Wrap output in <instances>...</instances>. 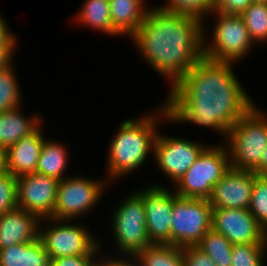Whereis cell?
<instances>
[{
  "instance_id": "obj_1",
  "label": "cell",
  "mask_w": 267,
  "mask_h": 266,
  "mask_svg": "<svg viewBox=\"0 0 267 266\" xmlns=\"http://www.w3.org/2000/svg\"><path fill=\"white\" fill-rule=\"evenodd\" d=\"M233 62L202 57L174 86L164 102L174 123L201 125L225 137L255 104L234 74Z\"/></svg>"
},
{
  "instance_id": "obj_2",
  "label": "cell",
  "mask_w": 267,
  "mask_h": 266,
  "mask_svg": "<svg viewBox=\"0 0 267 266\" xmlns=\"http://www.w3.org/2000/svg\"><path fill=\"white\" fill-rule=\"evenodd\" d=\"M203 25L198 17L152 7L131 38L149 66L174 86L203 57L209 39Z\"/></svg>"
},
{
  "instance_id": "obj_3",
  "label": "cell",
  "mask_w": 267,
  "mask_h": 266,
  "mask_svg": "<svg viewBox=\"0 0 267 266\" xmlns=\"http://www.w3.org/2000/svg\"><path fill=\"white\" fill-rule=\"evenodd\" d=\"M158 111L156 114H145L139 119H127L119 125L108 150L106 170L108 169V176L111 178L108 177L106 180H116L139 169L148 157L149 151L153 153L158 134L156 125L159 119H169L164 103Z\"/></svg>"
},
{
  "instance_id": "obj_4",
  "label": "cell",
  "mask_w": 267,
  "mask_h": 266,
  "mask_svg": "<svg viewBox=\"0 0 267 266\" xmlns=\"http://www.w3.org/2000/svg\"><path fill=\"white\" fill-rule=\"evenodd\" d=\"M267 115L254 105L230 129L226 138L230 167L255 171L267 146Z\"/></svg>"
},
{
  "instance_id": "obj_5",
  "label": "cell",
  "mask_w": 267,
  "mask_h": 266,
  "mask_svg": "<svg viewBox=\"0 0 267 266\" xmlns=\"http://www.w3.org/2000/svg\"><path fill=\"white\" fill-rule=\"evenodd\" d=\"M230 168L229 151L225 144L207 146L193 165L176 182L175 193L184 198L209 199L213 187Z\"/></svg>"
},
{
  "instance_id": "obj_6",
  "label": "cell",
  "mask_w": 267,
  "mask_h": 266,
  "mask_svg": "<svg viewBox=\"0 0 267 266\" xmlns=\"http://www.w3.org/2000/svg\"><path fill=\"white\" fill-rule=\"evenodd\" d=\"M209 199L180 197L173 190L170 244L196 246L212 227Z\"/></svg>"
},
{
  "instance_id": "obj_7",
  "label": "cell",
  "mask_w": 267,
  "mask_h": 266,
  "mask_svg": "<svg viewBox=\"0 0 267 266\" xmlns=\"http://www.w3.org/2000/svg\"><path fill=\"white\" fill-rule=\"evenodd\" d=\"M129 194L115 208L111 223L116 246L127 258L152 244L147 233L143 198L138 192Z\"/></svg>"
},
{
  "instance_id": "obj_8",
  "label": "cell",
  "mask_w": 267,
  "mask_h": 266,
  "mask_svg": "<svg viewBox=\"0 0 267 266\" xmlns=\"http://www.w3.org/2000/svg\"><path fill=\"white\" fill-rule=\"evenodd\" d=\"M217 17L210 41L203 45V57L212 61L238 62L253 48L240 14L212 11ZM209 43V44H208ZM252 47V48H251Z\"/></svg>"
},
{
  "instance_id": "obj_9",
  "label": "cell",
  "mask_w": 267,
  "mask_h": 266,
  "mask_svg": "<svg viewBox=\"0 0 267 266\" xmlns=\"http://www.w3.org/2000/svg\"><path fill=\"white\" fill-rule=\"evenodd\" d=\"M48 219L53 226L50 225L47 228L44 226V230L40 229L39 238L52 259L74 255H92L101 247L97 238L92 236L85 226L77 223L71 224L70 220L54 218H43L41 222L48 221Z\"/></svg>"
},
{
  "instance_id": "obj_10",
  "label": "cell",
  "mask_w": 267,
  "mask_h": 266,
  "mask_svg": "<svg viewBox=\"0 0 267 266\" xmlns=\"http://www.w3.org/2000/svg\"><path fill=\"white\" fill-rule=\"evenodd\" d=\"M65 177L58 183L54 219L71 221L87 214L89 209L97 205L107 184L106 180L102 182L80 176Z\"/></svg>"
},
{
  "instance_id": "obj_11",
  "label": "cell",
  "mask_w": 267,
  "mask_h": 266,
  "mask_svg": "<svg viewBox=\"0 0 267 266\" xmlns=\"http://www.w3.org/2000/svg\"><path fill=\"white\" fill-rule=\"evenodd\" d=\"M206 147L207 145L192 140L166 136L158 132L153 155L163 174L176 184Z\"/></svg>"
},
{
  "instance_id": "obj_12",
  "label": "cell",
  "mask_w": 267,
  "mask_h": 266,
  "mask_svg": "<svg viewBox=\"0 0 267 266\" xmlns=\"http://www.w3.org/2000/svg\"><path fill=\"white\" fill-rule=\"evenodd\" d=\"M59 180L37 172L17 177V207L43 218H54Z\"/></svg>"
},
{
  "instance_id": "obj_13",
  "label": "cell",
  "mask_w": 267,
  "mask_h": 266,
  "mask_svg": "<svg viewBox=\"0 0 267 266\" xmlns=\"http://www.w3.org/2000/svg\"><path fill=\"white\" fill-rule=\"evenodd\" d=\"M212 229L225 236L232 245L267 243V232L249 209H212Z\"/></svg>"
},
{
  "instance_id": "obj_14",
  "label": "cell",
  "mask_w": 267,
  "mask_h": 266,
  "mask_svg": "<svg viewBox=\"0 0 267 266\" xmlns=\"http://www.w3.org/2000/svg\"><path fill=\"white\" fill-rule=\"evenodd\" d=\"M137 192L143 198L150 242L170 244L173 192L162 185L153 184Z\"/></svg>"
},
{
  "instance_id": "obj_15",
  "label": "cell",
  "mask_w": 267,
  "mask_h": 266,
  "mask_svg": "<svg viewBox=\"0 0 267 266\" xmlns=\"http://www.w3.org/2000/svg\"><path fill=\"white\" fill-rule=\"evenodd\" d=\"M255 178L253 171L230 167L213 187L209 198L212 209H249Z\"/></svg>"
},
{
  "instance_id": "obj_16",
  "label": "cell",
  "mask_w": 267,
  "mask_h": 266,
  "mask_svg": "<svg viewBox=\"0 0 267 266\" xmlns=\"http://www.w3.org/2000/svg\"><path fill=\"white\" fill-rule=\"evenodd\" d=\"M42 219L16 207L0 215V249L39 239Z\"/></svg>"
},
{
  "instance_id": "obj_17",
  "label": "cell",
  "mask_w": 267,
  "mask_h": 266,
  "mask_svg": "<svg viewBox=\"0 0 267 266\" xmlns=\"http://www.w3.org/2000/svg\"><path fill=\"white\" fill-rule=\"evenodd\" d=\"M41 128L40 125L33 133L23 137L6 150L8 173L18 177L36 172L39 155L45 141Z\"/></svg>"
},
{
  "instance_id": "obj_18",
  "label": "cell",
  "mask_w": 267,
  "mask_h": 266,
  "mask_svg": "<svg viewBox=\"0 0 267 266\" xmlns=\"http://www.w3.org/2000/svg\"><path fill=\"white\" fill-rule=\"evenodd\" d=\"M144 2V0H109L113 28L121 36L128 34L132 36L142 25L150 9Z\"/></svg>"
},
{
  "instance_id": "obj_19",
  "label": "cell",
  "mask_w": 267,
  "mask_h": 266,
  "mask_svg": "<svg viewBox=\"0 0 267 266\" xmlns=\"http://www.w3.org/2000/svg\"><path fill=\"white\" fill-rule=\"evenodd\" d=\"M39 115L25 117L21 108L0 113V146L8 149L23 137L33 133L41 124Z\"/></svg>"
},
{
  "instance_id": "obj_20",
  "label": "cell",
  "mask_w": 267,
  "mask_h": 266,
  "mask_svg": "<svg viewBox=\"0 0 267 266\" xmlns=\"http://www.w3.org/2000/svg\"><path fill=\"white\" fill-rule=\"evenodd\" d=\"M51 263L40 238L0 249V266H51Z\"/></svg>"
},
{
  "instance_id": "obj_21",
  "label": "cell",
  "mask_w": 267,
  "mask_h": 266,
  "mask_svg": "<svg viewBox=\"0 0 267 266\" xmlns=\"http://www.w3.org/2000/svg\"><path fill=\"white\" fill-rule=\"evenodd\" d=\"M79 9L76 20L109 35H120L112 25L109 0H86Z\"/></svg>"
},
{
  "instance_id": "obj_22",
  "label": "cell",
  "mask_w": 267,
  "mask_h": 266,
  "mask_svg": "<svg viewBox=\"0 0 267 266\" xmlns=\"http://www.w3.org/2000/svg\"><path fill=\"white\" fill-rule=\"evenodd\" d=\"M65 147L62 143L45 139L39 155L36 172L54 177L59 181L66 178L63 173L68 162V152Z\"/></svg>"
},
{
  "instance_id": "obj_23",
  "label": "cell",
  "mask_w": 267,
  "mask_h": 266,
  "mask_svg": "<svg viewBox=\"0 0 267 266\" xmlns=\"http://www.w3.org/2000/svg\"><path fill=\"white\" fill-rule=\"evenodd\" d=\"M134 257L141 266H184L181 247L172 244L152 243Z\"/></svg>"
},
{
  "instance_id": "obj_24",
  "label": "cell",
  "mask_w": 267,
  "mask_h": 266,
  "mask_svg": "<svg viewBox=\"0 0 267 266\" xmlns=\"http://www.w3.org/2000/svg\"><path fill=\"white\" fill-rule=\"evenodd\" d=\"M196 246L211 258L215 266H231L233 245L225 236L212 228Z\"/></svg>"
},
{
  "instance_id": "obj_25",
  "label": "cell",
  "mask_w": 267,
  "mask_h": 266,
  "mask_svg": "<svg viewBox=\"0 0 267 266\" xmlns=\"http://www.w3.org/2000/svg\"><path fill=\"white\" fill-rule=\"evenodd\" d=\"M240 15L252 42H267V3L251 2Z\"/></svg>"
},
{
  "instance_id": "obj_26",
  "label": "cell",
  "mask_w": 267,
  "mask_h": 266,
  "mask_svg": "<svg viewBox=\"0 0 267 266\" xmlns=\"http://www.w3.org/2000/svg\"><path fill=\"white\" fill-rule=\"evenodd\" d=\"M14 64L0 70V113L20 107L22 96Z\"/></svg>"
},
{
  "instance_id": "obj_27",
  "label": "cell",
  "mask_w": 267,
  "mask_h": 266,
  "mask_svg": "<svg viewBox=\"0 0 267 266\" xmlns=\"http://www.w3.org/2000/svg\"><path fill=\"white\" fill-rule=\"evenodd\" d=\"M267 243H246L232 246L231 266H264Z\"/></svg>"
},
{
  "instance_id": "obj_28",
  "label": "cell",
  "mask_w": 267,
  "mask_h": 266,
  "mask_svg": "<svg viewBox=\"0 0 267 266\" xmlns=\"http://www.w3.org/2000/svg\"><path fill=\"white\" fill-rule=\"evenodd\" d=\"M251 214L267 232V177L256 175L249 205Z\"/></svg>"
},
{
  "instance_id": "obj_29",
  "label": "cell",
  "mask_w": 267,
  "mask_h": 266,
  "mask_svg": "<svg viewBox=\"0 0 267 266\" xmlns=\"http://www.w3.org/2000/svg\"><path fill=\"white\" fill-rule=\"evenodd\" d=\"M213 2L214 0H168L166 5L159 7L172 13L195 16L204 21V17L213 11Z\"/></svg>"
},
{
  "instance_id": "obj_30",
  "label": "cell",
  "mask_w": 267,
  "mask_h": 266,
  "mask_svg": "<svg viewBox=\"0 0 267 266\" xmlns=\"http://www.w3.org/2000/svg\"><path fill=\"white\" fill-rule=\"evenodd\" d=\"M17 177L6 172L0 175V215L17 207Z\"/></svg>"
},
{
  "instance_id": "obj_31",
  "label": "cell",
  "mask_w": 267,
  "mask_h": 266,
  "mask_svg": "<svg viewBox=\"0 0 267 266\" xmlns=\"http://www.w3.org/2000/svg\"><path fill=\"white\" fill-rule=\"evenodd\" d=\"M184 266H215L211 258L197 246L181 247Z\"/></svg>"
},
{
  "instance_id": "obj_32",
  "label": "cell",
  "mask_w": 267,
  "mask_h": 266,
  "mask_svg": "<svg viewBox=\"0 0 267 266\" xmlns=\"http://www.w3.org/2000/svg\"><path fill=\"white\" fill-rule=\"evenodd\" d=\"M101 251L99 248L92 255H74L52 259L51 266H99V261H95V255Z\"/></svg>"
},
{
  "instance_id": "obj_33",
  "label": "cell",
  "mask_w": 267,
  "mask_h": 266,
  "mask_svg": "<svg viewBox=\"0 0 267 266\" xmlns=\"http://www.w3.org/2000/svg\"><path fill=\"white\" fill-rule=\"evenodd\" d=\"M251 2V0H214L213 11L241 14Z\"/></svg>"
},
{
  "instance_id": "obj_34",
  "label": "cell",
  "mask_w": 267,
  "mask_h": 266,
  "mask_svg": "<svg viewBox=\"0 0 267 266\" xmlns=\"http://www.w3.org/2000/svg\"><path fill=\"white\" fill-rule=\"evenodd\" d=\"M0 13V48H17V39Z\"/></svg>"
},
{
  "instance_id": "obj_35",
  "label": "cell",
  "mask_w": 267,
  "mask_h": 266,
  "mask_svg": "<svg viewBox=\"0 0 267 266\" xmlns=\"http://www.w3.org/2000/svg\"><path fill=\"white\" fill-rule=\"evenodd\" d=\"M130 257H132V258H130ZM113 258L109 257L106 259V257L105 258L102 257L100 259L99 266H141L140 262L134 256H129V258H128V260L130 259L129 261L127 259L123 260V258L122 259L121 258L118 259L115 257H113ZM131 259L133 261L136 260L137 264H135L136 263L135 261L134 262L131 261Z\"/></svg>"
},
{
  "instance_id": "obj_36",
  "label": "cell",
  "mask_w": 267,
  "mask_h": 266,
  "mask_svg": "<svg viewBox=\"0 0 267 266\" xmlns=\"http://www.w3.org/2000/svg\"><path fill=\"white\" fill-rule=\"evenodd\" d=\"M16 48H0V70L10 66Z\"/></svg>"
},
{
  "instance_id": "obj_37",
  "label": "cell",
  "mask_w": 267,
  "mask_h": 266,
  "mask_svg": "<svg viewBox=\"0 0 267 266\" xmlns=\"http://www.w3.org/2000/svg\"><path fill=\"white\" fill-rule=\"evenodd\" d=\"M254 173L256 175H259V176H266L267 177V146L265 147V149L262 153L259 167L254 171Z\"/></svg>"
},
{
  "instance_id": "obj_38",
  "label": "cell",
  "mask_w": 267,
  "mask_h": 266,
  "mask_svg": "<svg viewBox=\"0 0 267 266\" xmlns=\"http://www.w3.org/2000/svg\"><path fill=\"white\" fill-rule=\"evenodd\" d=\"M6 149L0 146V175L7 172Z\"/></svg>"
},
{
  "instance_id": "obj_39",
  "label": "cell",
  "mask_w": 267,
  "mask_h": 266,
  "mask_svg": "<svg viewBox=\"0 0 267 266\" xmlns=\"http://www.w3.org/2000/svg\"><path fill=\"white\" fill-rule=\"evenodd\" d=\"M252 2H264L267 3V0H251Z\"/></svg>"
}]
</instances>
